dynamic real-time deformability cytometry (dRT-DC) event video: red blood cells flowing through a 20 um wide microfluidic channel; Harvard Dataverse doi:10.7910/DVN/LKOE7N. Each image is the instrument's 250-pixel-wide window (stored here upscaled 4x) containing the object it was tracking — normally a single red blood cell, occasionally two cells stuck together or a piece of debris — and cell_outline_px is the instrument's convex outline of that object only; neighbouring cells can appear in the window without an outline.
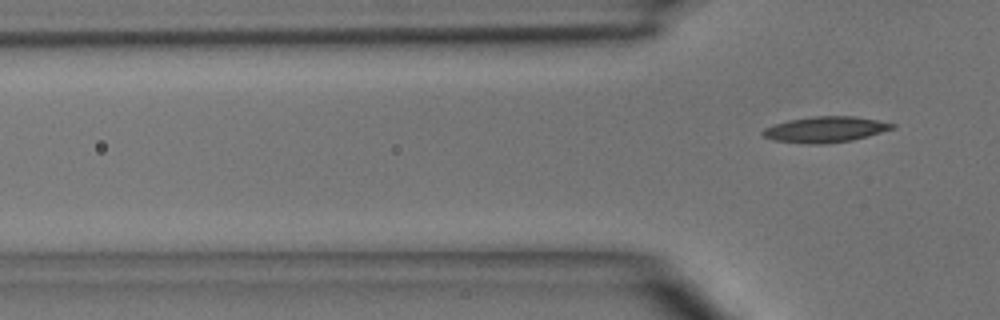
{"species": "common noctule bat (a hibernating species)", "species_latin": "Nyctalus noctula", "temperature_condition": "room temperature", "stored_images_in_passage": 3, "camera_frame_rate_fps": 3000, "um_per_image_px": 0.085, "animal": {"sex": "male", "body_mass_g": 15.6}, "frame": {"image": 1, "passage_image": 3, "time_ms": 3.0, "image_size_px": [1000, 320], "cell_outline_px": [[896, 128], [852, 140], [816, 144], [812, 144], [776, 140], [764, 136], [760, 132], [764, 128], [788, 120], [812, 116], [856, 116], [896, 124]], "centroid_in_image_um": [70.17, 10.99], "position_along_channel_um": 55.6, "area_um2": 19.19}}